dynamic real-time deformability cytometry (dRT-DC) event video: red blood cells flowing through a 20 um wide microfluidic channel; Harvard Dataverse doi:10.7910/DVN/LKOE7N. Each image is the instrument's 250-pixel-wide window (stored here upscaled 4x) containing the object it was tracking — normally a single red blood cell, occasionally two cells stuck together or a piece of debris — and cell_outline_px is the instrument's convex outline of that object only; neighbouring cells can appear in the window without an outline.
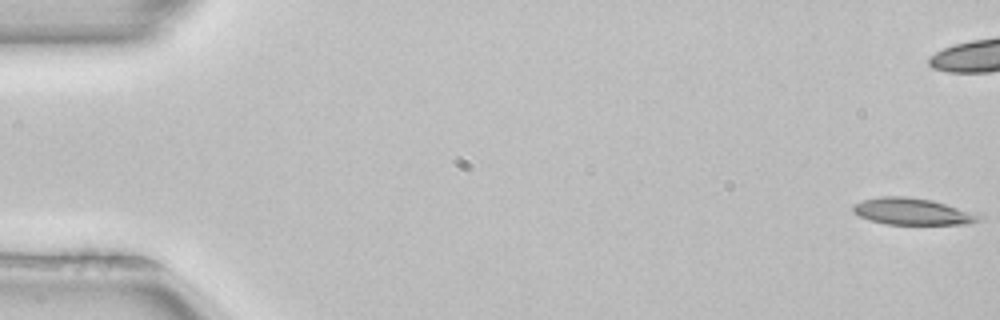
{"species": "common noctule bat (a hibernating species)", "species_latin": "Nyctalus noctula", "temperature_condition": "room temperature", "stored_images_in_passage": 46, "camera_frame_rate_fps": 3000, "um_per_image_px": 0.085, "animal": {"sex": "female", "body_mass_g": 22.7, "forearm_length_mm": 54.2}, "frame": {"image": 1, "passage_image": 1, "time_ms": 0.0, "image_size_px": [1000, 320], "cell_outline_px": [[984, 216], [968, 224], [884, 224], [860, 216], [852, 212], [852, 204], [864, 200], [880, 196], [908, 196], [932, 200], [980, 212]], "centroid_in_image_um": [77.61, 17.96], "position_along_channel_um": 7.4, "area_um2": 19.88}, "authors_computed_cell_mechanics": {"area_um2": 19.941, "velocity_mm_per_s": 3.9753, "shape_relaxation_time_tau1_ms": 7.0101, "shape_relaxation_time_tau2_ms": null, "deformation_change_tau1": 0.1834, "deformation_change_tau2": null}}